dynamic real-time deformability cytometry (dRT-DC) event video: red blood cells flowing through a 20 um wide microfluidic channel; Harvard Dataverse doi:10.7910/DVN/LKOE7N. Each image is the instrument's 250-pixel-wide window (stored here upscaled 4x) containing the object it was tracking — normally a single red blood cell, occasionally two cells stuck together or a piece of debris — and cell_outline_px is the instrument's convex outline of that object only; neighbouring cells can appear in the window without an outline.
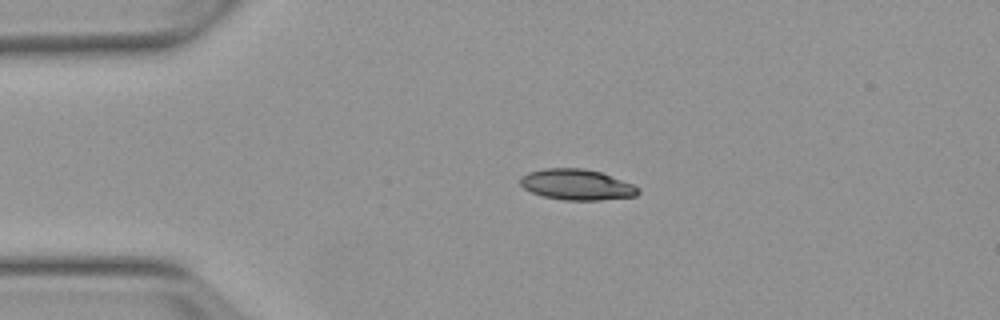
{"species": "Egyptian fruit bat (a non-hibernating species)", "species_latin": "Rousettus aegyptiacus", "temperature_condition": "warm", "stored_images_in_passage": 3, "camera_frame_rate_fps": 3000, "um_per_image_px": 0.085, "animal": {"sex": "female"}, "frame": {"image": 1, "passage_image": 2, "time_ms": 1.333, "image_size_px": [1000, 320], "cell_outline_px": [[640, 192], [636, 196], [600, 200], [564, 200], [544, 196], [532, 192], [524, 188], [520, 184], [520, 176], [528, 172], [544, 168], [584, 168], [600, 172], [632, 184], [640, 188]], "centroid_in_image_um": [49.02, 15.69], "position_along_channel_um": 36.0, "area_um2": 21.1}}